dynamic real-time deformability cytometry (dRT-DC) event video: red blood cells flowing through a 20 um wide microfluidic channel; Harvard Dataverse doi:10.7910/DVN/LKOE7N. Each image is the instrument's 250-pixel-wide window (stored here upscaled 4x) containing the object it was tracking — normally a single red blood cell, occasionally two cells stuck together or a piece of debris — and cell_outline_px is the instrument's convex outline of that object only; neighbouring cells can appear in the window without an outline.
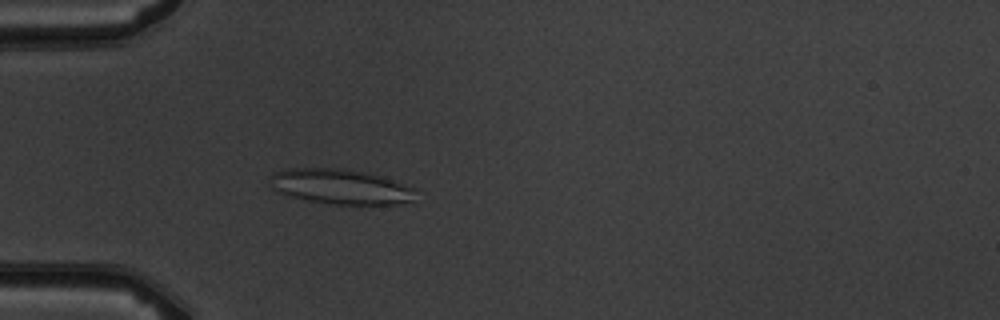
{"species": "common noctule bat (a hibernating species)", "species_latin": "Nyctalus noctula", "temperature_condition": "warm", "stored_images_in_passage": 5, "camera_frame_rate_fps": 3000, "um_per_image_px": 0.085, "animal": {"sex": "male", "body_mass_g": 19.5, "forearm_length_mm": 54.6}, "frame": {"image": 1, "passage_image": 5, "time_ms": 4.667, "image_size_px": [1000, 320], "cell_outline_px": [[416, 204], [332, 204], [308, 200], [276, 192], [272, 188], [272, 172], [284, 168], [344, 168], [364, 172], [380, 176], [392, 180], [412, 188]], "centroid_in_image_um": [28.95, 15.87], "position_along_channel_um": 56.1, "area_um2": 29.71}}